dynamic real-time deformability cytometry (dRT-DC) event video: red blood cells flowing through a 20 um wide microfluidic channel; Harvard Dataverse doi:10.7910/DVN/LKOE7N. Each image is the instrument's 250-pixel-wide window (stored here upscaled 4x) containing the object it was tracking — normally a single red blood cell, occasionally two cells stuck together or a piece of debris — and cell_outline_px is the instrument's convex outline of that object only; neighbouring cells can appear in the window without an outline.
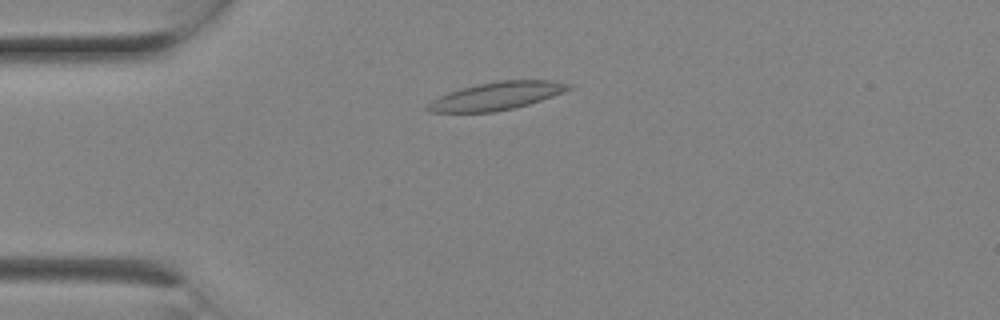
{"species": "Egyptian fruit bat (a non-hibernating species)", "species_latin": "Rousettus aegyptiacus", "temperature_condition": "room temperature", "stored_images_in_passage": 3, "camera_frame_rate_fps": 3000, "um_per_image_px": 0.085, "animal": {"sex": "female"}, "frame": {"image": 1, "passage_image": 2, "time_ms": 0.333, "image_size_px": [1000, 320], "cell_outline_px": [[572, 88], [564, 92], [528, 104], [496, 112], [428, 112], [424, 108], [432, 100], [448, 92], [460, 88], [476, 84], [500, 80], [552, 80], [572, 84]], "centroid_in_image_um": [42.2, 8.15], "position_along_channel_um": 42.8, "area_um2": 22.89}}